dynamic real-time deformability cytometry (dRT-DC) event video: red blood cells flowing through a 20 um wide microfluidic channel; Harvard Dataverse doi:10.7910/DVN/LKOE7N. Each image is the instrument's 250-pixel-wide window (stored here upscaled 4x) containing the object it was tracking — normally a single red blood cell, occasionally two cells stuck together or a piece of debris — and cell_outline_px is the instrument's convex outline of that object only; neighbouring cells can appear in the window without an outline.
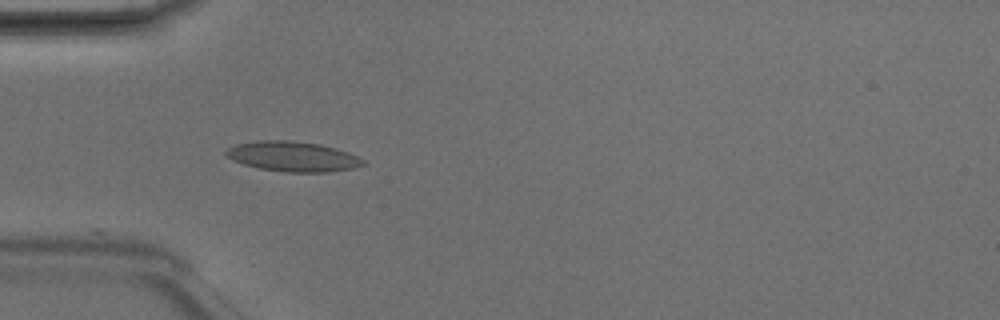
{"species": "Egyptian fruit bat (a non-hibernating species)", "species_latin": "Rousettus aegyptiacus", "temperature_condition": "room temperature", "stored_images_in_passage": 7, "camera_frame_rate_fps": 3000, "um_per_image_px": 0.085, "animal": {"sex": "male"}, "frame": {"image": 1, "passage_image": 5, "time_ms": 1.333, "image_size_px": [1000, 320], "cell_outline_px": [[364, 164], [356, 168], [328, 172], [288, 172], [260, 168], [244, 164], [232, 160], [224, 152], [228, 148], [236, 144], [260, 140], [288, 140], [320, 144], [336, 148], [348, 152], [364, 160]], "centroid_in_image_um": [24.9, 13.3], "position_along_channel_um": 60.1, "area_um2": 23.87}}
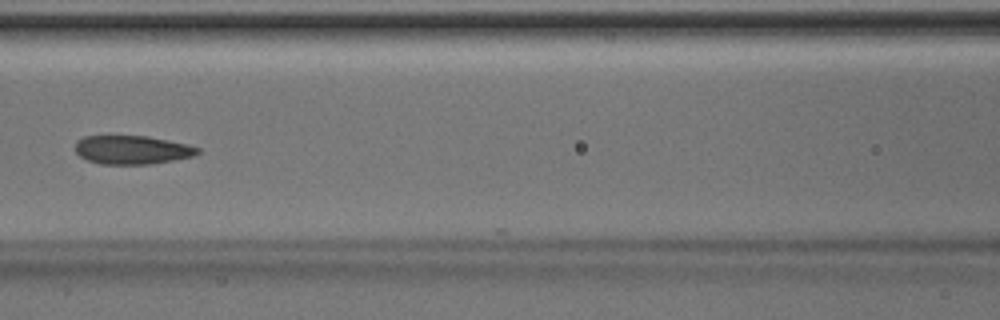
{"frame": {"image": 2, "passage_image": 7, "time_ms": 2.0, "image_size_px": [1000, 320], "cell_outline_px": [[200, 152], [192, 156], [172, 160], [148, 164], [100, 164], [88, 160], [80, 156], [76, 152], [76, 140], [84, 136], [148, 136], [188, 144], [200, 148]], "centroid_in_image_um": [11.22, 12.73], "position_along_channel_um": 155.4, "area_um2": 20.35}}